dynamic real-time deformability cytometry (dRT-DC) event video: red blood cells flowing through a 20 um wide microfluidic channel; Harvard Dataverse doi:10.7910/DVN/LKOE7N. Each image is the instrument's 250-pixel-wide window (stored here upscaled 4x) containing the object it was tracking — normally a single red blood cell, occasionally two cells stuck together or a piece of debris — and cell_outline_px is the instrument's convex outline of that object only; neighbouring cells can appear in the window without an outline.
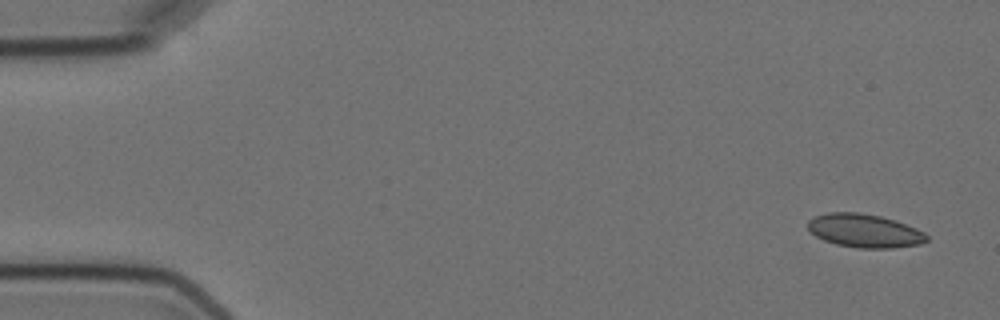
{"species": "Egyptian fruit bat (a non-hibernating species)", "species_latin": "Rousettus aegyptiacus", "temperature_condition": "cold", "stored_images_in_passage": 5, "camera_frame_rate_fps": 3000, "um_per_image_px": 0.085, "animal": {"sex": "female"}, "frame": {"image": 1, "passage_image": 1, "time_ms": 0.0, "image_size_px": [1000, 320], "cell_outline_px": [[928, 240], [920, 244], [892, 248], [860, 248], [836, 244], [824, 240], [816, 236], [808, 228], [808, 220], [816, 216], [828, 212], [860, 212], [880, 216], [896, 220], [916, 228], [924, 232], [928, 236]], "centroid_in_image_um": [73.5, 19.61], "position_along_channel_um": 11.5, "area_um2": 23.18}}
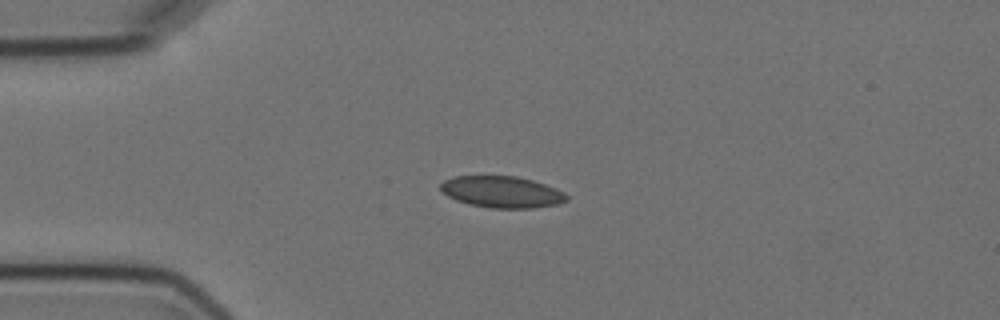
{"frame": {"image": 2, "passage_image": 4, "time_ms": 3.667, "image_size_px": [1000, 320], "cell_outline_px": [[568, 200], [560, 204], [532, 208], [488, 208], [468, 204], [456, 200], [440, 192], [440, 184], [444, 180], [452, 176], [516, 176], [532, 180], [556, 188], [564, 192], [568, 196]], "centroid_in_image_um": [42.64, 16.32], "position_along_channel_um": 42.4, "area_um2": 23.41}}